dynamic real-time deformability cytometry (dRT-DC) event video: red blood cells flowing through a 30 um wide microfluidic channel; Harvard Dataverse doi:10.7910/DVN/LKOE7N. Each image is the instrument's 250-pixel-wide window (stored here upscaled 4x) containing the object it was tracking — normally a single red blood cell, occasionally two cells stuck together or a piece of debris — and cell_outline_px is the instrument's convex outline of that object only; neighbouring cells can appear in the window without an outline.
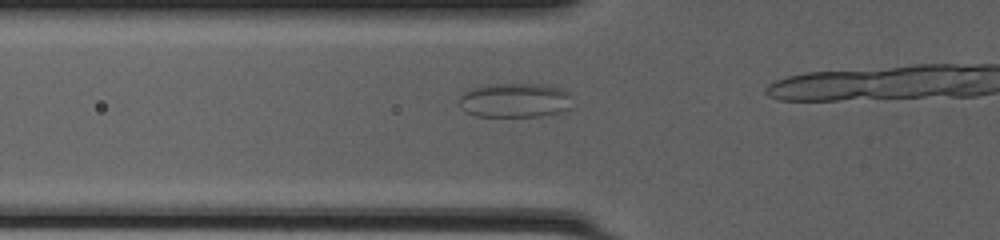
{"species": "common noctule bat (a hibernating species)", "species_latin": "Nyctalus noctula", "temperature_condition": "cold", "stored_images_in_passage": 16, "camera_frame_rate_fps": 3000, "um_per_image_px": 0.085, "animal": {"sex": "female", "body_mass_g": 20.0, "forearm_length_mm": 54.0}, "frame": {"image": 1, "passage_image": 12, "time_ms": 3.667, "image_size_px": [1000, 240], "cell_outline_px": [[572, 108], [560, 112], [540, 116], [476, 116], [468, 112], [460, 104], [460, 96], [464, 92], [472, 88], [488, 84], [544, 84], [564, 88], [568, 92]], "centroid_in_image_um": [43.82, 8.51], "position_along_channel_um": 82.0, "area_um2": 22.72}}